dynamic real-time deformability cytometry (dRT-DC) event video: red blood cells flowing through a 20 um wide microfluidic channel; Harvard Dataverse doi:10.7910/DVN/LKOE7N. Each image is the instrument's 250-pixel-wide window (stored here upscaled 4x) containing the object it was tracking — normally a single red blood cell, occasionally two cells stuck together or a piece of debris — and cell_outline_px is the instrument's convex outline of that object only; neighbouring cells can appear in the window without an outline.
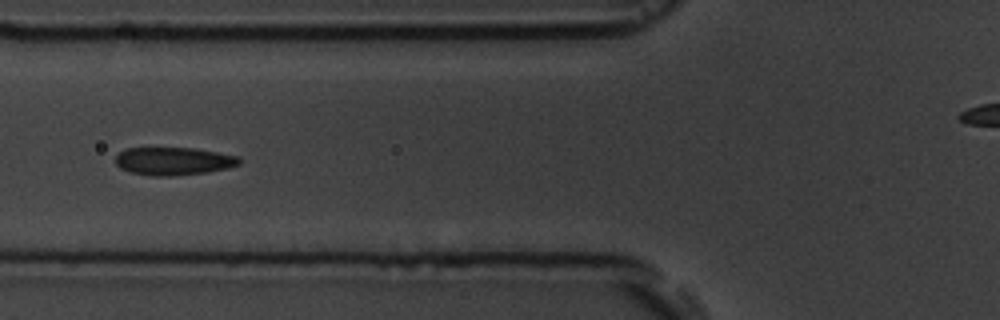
{"species": "common noctule bat (a hibernating species)", "species_latin": "Nyctalus noctula", "temperature_condition": "room temperature", "stored_images_in_passage": 5, "camera_frame_rate_fps": 3000, "um_per_image_px": 0.085, "animal": {"sex": "male", "body_mass_g": 19.5, "forearm_length_mm": 54.6}, "frame": {"image": 1, "passage_image": 5, "time_ms": 5.333, "image_size_px": [1000, 320], "cell_outline_px": [[240, 164], [228, 168], [208, 172], [172, 176], [152, 176], [132, 172], [120, 168], [116, 164], [116, 156], [120, 152], [128, 148], [196, 148], [240, 156]], "centroid_in_image_um": [14.79, 13.69], "position_along_channel_um": 111.0, "area_um2": 20.17}}